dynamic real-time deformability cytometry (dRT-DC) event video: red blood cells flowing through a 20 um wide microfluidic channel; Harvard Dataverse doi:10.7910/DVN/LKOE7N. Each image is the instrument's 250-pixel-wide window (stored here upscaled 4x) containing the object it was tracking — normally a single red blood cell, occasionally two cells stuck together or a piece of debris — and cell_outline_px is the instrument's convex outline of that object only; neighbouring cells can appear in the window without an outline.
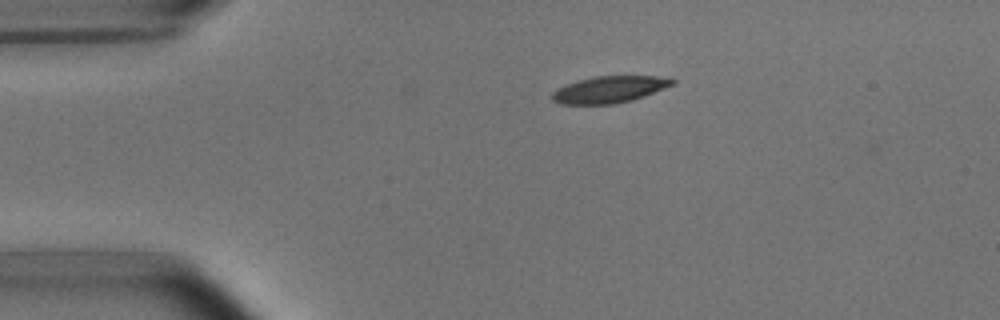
{"species": "common noctule bat (a hibernating species)", "species_latin": "Nyctalus noctula", "temperature_condition": "room temperature", "stored_images_in_passage": 3, "camera_frame_rate_fps": 3000, "um_per_image_px": 0.085, "animal": {"sex": "male", "body_mass_g": 15.6}, "frame": {"image": 1, "passage_image": 1, "time_ms": 0.0, "image_size_px": [1000, 320], "cell_outline_px": [[676, 84], [644, 96], [632, 100], [616, 104], [560, 104], [552, 100], [552, 92], [556, 88], [576, 80], [592, 76], [672, 76], [676, 80]], "centroid_in_image_um": [51.84, 7.59], "position_along_channel_um": 33.2, "area_um2": 19.13}}